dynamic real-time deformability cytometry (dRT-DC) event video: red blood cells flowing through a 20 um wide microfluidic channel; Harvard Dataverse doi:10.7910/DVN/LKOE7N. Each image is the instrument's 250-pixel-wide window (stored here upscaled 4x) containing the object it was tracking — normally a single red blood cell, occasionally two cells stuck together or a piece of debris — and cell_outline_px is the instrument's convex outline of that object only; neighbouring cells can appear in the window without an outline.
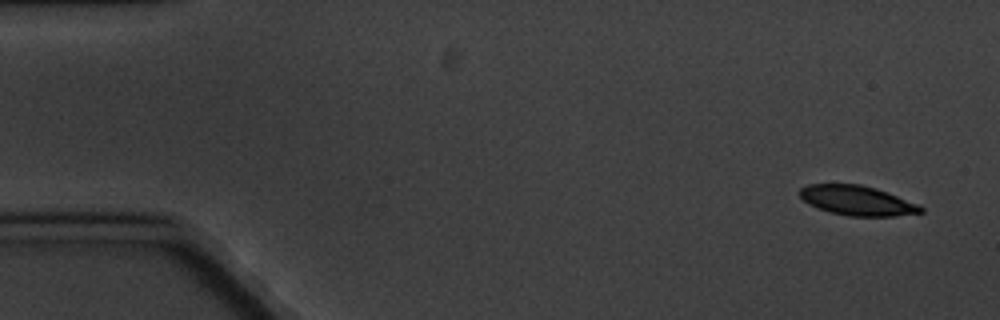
{"species": "common noctule bat (a hibernating species)", "species_latin": "Nyctalus noctula", "temperature_condition": "cold", "stored_images_in_passage": 5, "camera_frame_rate_fps": 3000, "um_per_image_px": 0.085, "animal": {"sex": "male", "body_mass_g": 20.1, "forearm_length_mm": 53.5}, "frame": {"image": 1, "passage_image": 1, "time_ms": 0.0, "image_size_px": [1000, 320], "cell_outline_px": [[924, 212], [892, 216], [848, 216], [828, 212], [816, 208], [808, 204], [800, 196], [800, 188], [808, 184], [860, 184], [876, 188], [920, 204], [924, 208]], "centroid_in_image_um": [72.86, 17.05], "position_along_channel_um": 12.1, "area_um2": 21.1}}